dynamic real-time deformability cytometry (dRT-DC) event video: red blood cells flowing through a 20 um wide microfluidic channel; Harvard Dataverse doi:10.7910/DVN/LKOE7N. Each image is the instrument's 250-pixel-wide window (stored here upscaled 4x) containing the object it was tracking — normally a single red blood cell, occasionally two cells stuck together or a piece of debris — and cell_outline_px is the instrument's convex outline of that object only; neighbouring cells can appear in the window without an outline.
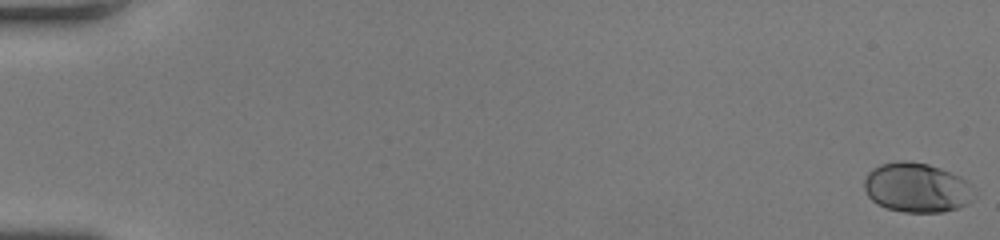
{"species": "human", "species_latin": "Homo sapiens", "temperature_condition": "room temperature", "stored_images_in_passage": 51, "camera_frame_rate_fps": 3000, "um_per_image_px": 0.085, "donor": {"sex": "female"}, "frame": {"image": 1, "passage_image": 1, "time_ms": 0.0, "image_size_px": [1000, 240], "cell_outline_px": [[976, 196], [968, 204], [944, 212], [904, 212], [884, 208], [876, 204], [868, 196], [864, 188], [864, 180], [868, 172], [872, 168], [880, 164], [896, 160], [904, 160], [928, 164], [940, 168], [960, 176], [968, 180], [976, 192]], "centroid_in_image_um": [77.94, 15.95], "position_along_channel_um": 7.1, "area_um2": 32.31}}
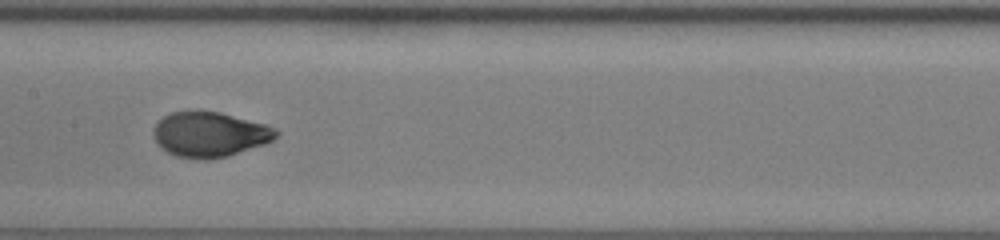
{"frame": {"image": 2, "passage_image": 28, "time_ms": 9.0, "image_size_px": [1000, 240], "cell_outline_px": [[280, 136], [264, 144], [228, 156], [208, 160], [204, 160], [176, 156], [160, 148], [152, 132], [156, 124], [164, 116], [172, 112], [196, 108], [220, 112], [264, 124], [276, 128], [280, 132]], "centroid_in_image_um": [17.82, 11.4], "position_along_channel_um": 189.6, "area_um2": 32.71}}
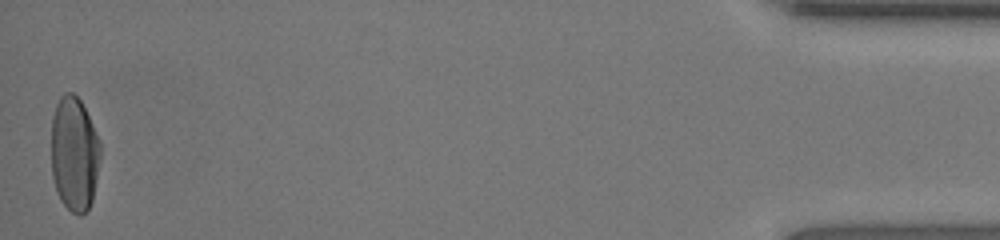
{"frame": {"image": 3, "passage_image": 51, "time_ms": 16.667, "image_size_px": [1000, 240], "cell_outline_px": [[100, 156], [92, 200], [88, 208], [80, 216], [72, 212], [60, 200], [56, 192], [52, 176], [52, 116], [56, 104], [60, 96], [64, 92], [72, 92], [80, 100], [100, 140]], "centroid_in_image_um": [6.3, 13.07], "position_along_channel_um": 428.9, "area_um2": 32.66}, "authors_computed_cell_mechanics": {"area_um2": 31.7322, "velocity_mm_per_s": 4.2594, "shape_relaxation_time_tau1_ms": 3.436, "shape_relaxation_time_tau2_ms": null, "deformation_change_tau1": 0.1658, "deformation_change_tau2": null}}